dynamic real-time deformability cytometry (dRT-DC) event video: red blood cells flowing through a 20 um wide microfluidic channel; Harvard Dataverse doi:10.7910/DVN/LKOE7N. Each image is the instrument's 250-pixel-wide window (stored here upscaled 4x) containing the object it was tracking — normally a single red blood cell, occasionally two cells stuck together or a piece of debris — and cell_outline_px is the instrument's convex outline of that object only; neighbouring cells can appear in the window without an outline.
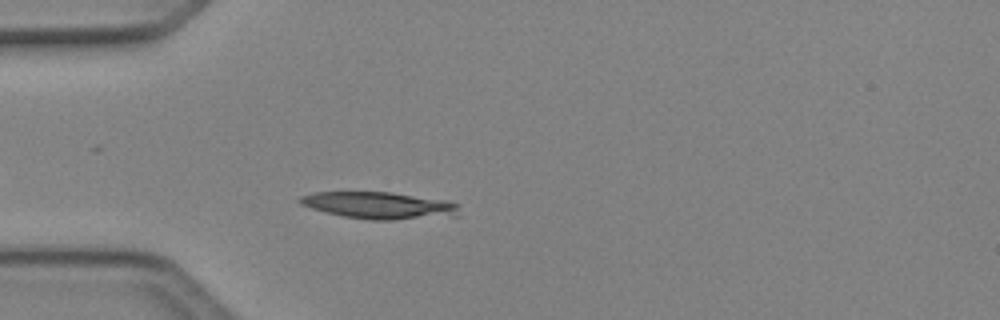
{"species": "Egyptian fruit bat (a non-hibernating species)", "species_latin": "Rousettus aegyptiacus", "temperature_condition": "cold", "stored_images_in_passage": 6, "camera_frame_rate_fps": 3000, "um_per_image_px": 0.085, "animal": {"sex": "female"}, "frame": {"image": 1, "passage_image": 6, "time_ms": 1.667, "image_size_px": [1000, 320], "cell_outline_px": [[460, 204], [456, 216], [392, 220], [372, 220], [344, 216], [324, 212], [300, 204], [296, 200], [300, 196], [316, 192], [392, 192], [448, 200]], "centroid_in_image_um": [32.25, 17.45], "position_along_channel_um": 52.7, "area_um2": 25.2}}